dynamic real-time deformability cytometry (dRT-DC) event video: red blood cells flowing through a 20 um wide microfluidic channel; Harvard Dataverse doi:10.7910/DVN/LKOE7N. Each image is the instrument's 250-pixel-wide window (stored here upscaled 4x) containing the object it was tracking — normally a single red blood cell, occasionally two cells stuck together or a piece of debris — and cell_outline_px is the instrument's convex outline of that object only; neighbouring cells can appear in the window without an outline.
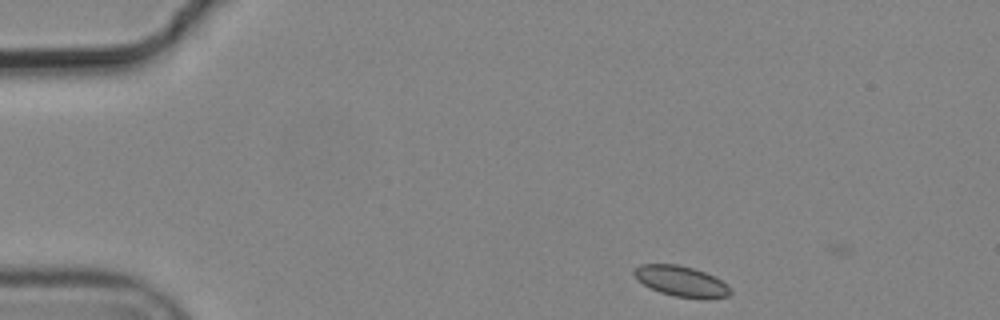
{"species": "common noctule bat (a hibernating species)", "species_latin": "Nyctalus noctula", "temperature_condition": "cold", "stored_images_in_passage": 4, "camera_frame_rate_fps": 3000, "um_per_image_px": 0.085, "animal": {"sex": "male", "body_mass_g": 19.2, "forearm_length_mm": 51.8}, "frame": {"image": 1, "passage_image": 4, "time_ms": 1.0, "image_size_px": [1000, 320], "cell_outline_px": [[732, 292], [728, 296], [708, 300], [704, 300], [676, 296], [660, 292], [644, 284], [632, 272], [640, 264], [676, 264], [692, 268], [704, 272], [720, 280], [732, 288]], "centroid_in_image_um": [57.96, 23.93], "position_along_channel_um": 27.0, "area_um2": 17.05}}